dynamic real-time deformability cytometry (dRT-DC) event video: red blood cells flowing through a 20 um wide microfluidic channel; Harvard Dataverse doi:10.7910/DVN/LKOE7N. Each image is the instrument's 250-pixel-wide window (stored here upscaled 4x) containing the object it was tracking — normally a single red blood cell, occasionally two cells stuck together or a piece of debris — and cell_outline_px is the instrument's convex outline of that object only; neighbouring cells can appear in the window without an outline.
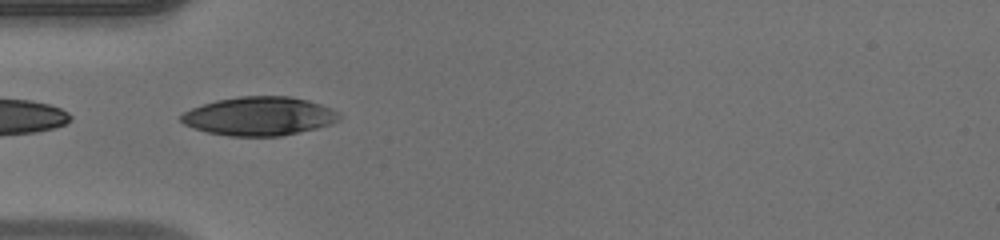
{"species": "human", "species_latin": "Homo sapiens", "temperature_condition": "warm", "stored_images_in_passage": 36, "segment_of_instrument_passage": [2, 2], "camera_frame_rate_fps": 3000, "um_per_image_px": 0.085, "donor": {"sex": "male"}, "frame": {"image": 1, "passage_image": 16, "time_ms": 5.0, "image_size_px": [1000, 240], "cell_outline_px": [[340, 116], [336, 120], [328, 124], [316, 128], [280, 136], [228, 136], [208, 132], [184, 124], [180, 120], [180, 116], [184, 112], [192, 108], [216, 100], [240, 96], [288, 96], [308, 100], [332, 108], [340, 112]], "centroid_in_image_um": [22.03, 9.87], "position_along_channel_um": 63.0, "area_um2": 35.37}}
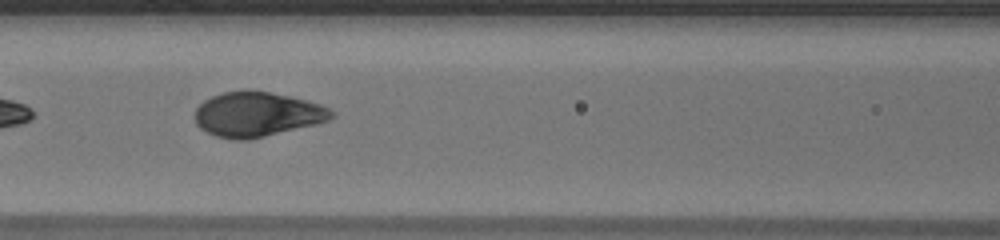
{"frame": {"image": 2, "passage_image": 22, "time_ms": 7.0, "image_size_px": [1000, 240], "cell_outline_px": [[336, 116], [328, 120], [316, 124], [248, 140], [232, 140], [216, 136], [200, 128], [196, 124], [196, 108], [204, 100], [212, 96], [224, 92], [268, 92], [288, 96], [320, 104], [328, 108]], "centroid_in_image_um": [21.84, 9.74], "position_along_channel_um": 144.8, "area_um2": 34.91}}